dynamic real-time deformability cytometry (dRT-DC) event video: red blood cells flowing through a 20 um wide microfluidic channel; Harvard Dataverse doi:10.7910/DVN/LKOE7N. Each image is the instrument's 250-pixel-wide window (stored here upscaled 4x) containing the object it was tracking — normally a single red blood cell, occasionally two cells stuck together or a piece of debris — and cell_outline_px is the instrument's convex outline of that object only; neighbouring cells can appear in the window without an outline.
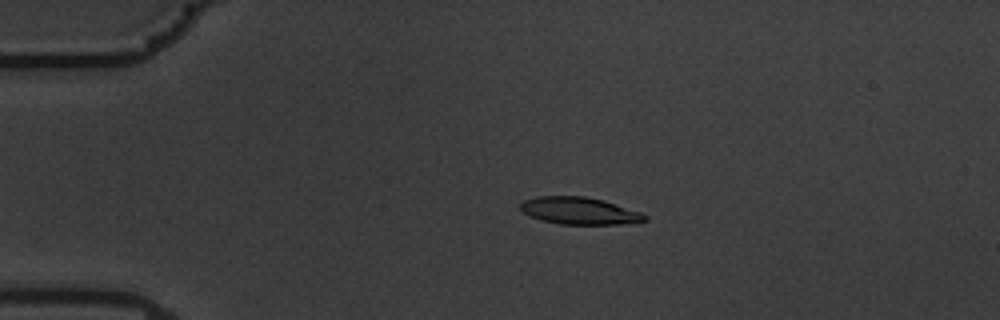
{"species": "common noctule bat (a hibernating species)", "species_latin": "Nyctalus noctula", "temperature_condition": "warm", "stored_images_in_passage": 25, "camera_frame_rate_fps": 3000, "um_per_image_px": 0.085, "animal": {"sex": "male", "body_mass_g": 19.5, "forearm_length_mm": 54.6}, "frame": {"image": 1, "passage_image": 13, "time_ms": 4.0, "image_size_px": [1000, 320], "cell_outline_px": [[648, 220], [640, 224], [560, 224], [540, 220], [528, 216], [520, 208], [520, 204], [524, 200], [540, 196], [584, 196], [604, 200], [640, 212], [648, 216]], "centroid_in_image_um": [49.3, 17.93], "position_along_channel_um": 35.7, "area_um2": 19.94}}
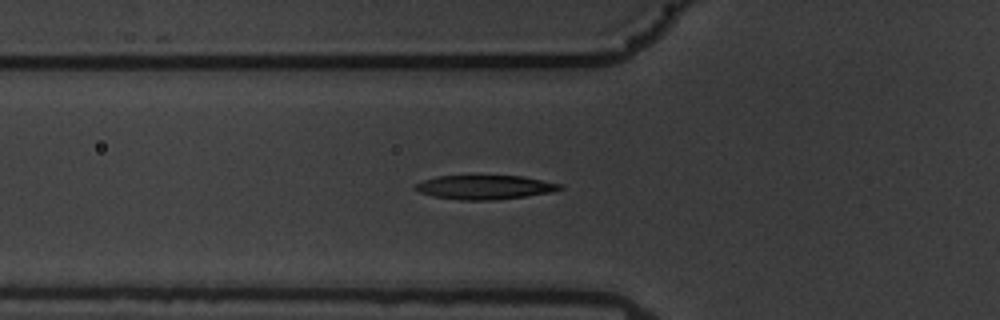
{"frame": {"image": 2, "passage_image": 21, "time_ms": 6.667, "image_size_px": [1000, 320], "cell_outline_px": [[564, 188], [552, 192], [496, 200], [460, 200], [432, 196], [420, 192], [412, 188], [416, 184], [424, 180], [436, 176], [524, 176], [564, 184]], "centroid_in_image_um": [41.24, 15.91], "position_along_channel_um": 84.6, "area_um2": 20.4}}